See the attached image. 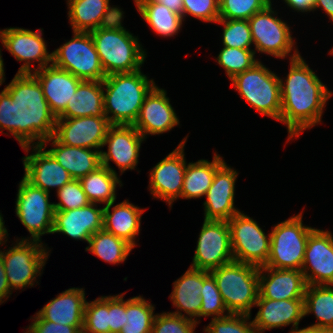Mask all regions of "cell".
<instances>
[{
	"mask_svg": "<svg viewBox=\"0 0 333 333\" xmlns=\"http://www.w3.org/2000/svg\"><path fill=\"white\" fill-rule=\"evenodd\" d=\"M254 49H240L224 47L215 58L218 65L223 67L227 77L232 79L235 75L251 68L259 59L255 58Z\"/></svg>",
	"mask_w": 333,
	"mask_h": 333,
	"instance_id": "74e56055",
	"label": "cell"
},
{
	"mask_svg": "<svg viewBox=\"0 0 333 333\" xmlns=\"http://www.w3.org/2000/svg\"><path fill=\"white\" fill-rule=\"evenodd\" d=\"M202 305L200 309L201 317L220 318L229 315L215 278L210 271L203 270V288L201 290Z\"/></svg>",
	"mask_w": 333,
	"mask_h": 333,
	"instance_id": "ab89813d",
	"label": "cell"
},
{
	"mask_svg": "<svg viewBox=\"0 0 333 333\" xmlns=\"http://www.w3.org/2000/svg\"><path fill=\"white\" fill-rule=\"evenodd\" d=\"M42 145L25 146L22 149L28 154L22 158L24 178L33 186L41 188L50 194V189L56 192L73 180L71 175Z\"/></svg>",
	"mask_w": 333,
	"mask_h": 333,
	"instance_id": "d6986e66",
	"label": "cell"
},
{
	"mask_svg": "<svg viewBox=\"0 0 333 333\" xmlns=\"http://www.w3.org/2000/svg\"><path fill=\"white\" fill-rule=\"evenodd\" d=\"M239 173L226 162L215 172L203 203L204 220L228 221L240 210L235 207V183Z\"/></svg>",
	"mask_w": 333,
	"mask_h": 333,
	"instance_id": "44dd1931",
	"label": "cell"
},
{
	"mask_svg": "<svg viewBox=\"0 0 333 333\" xmlns=\"http://www.w3.org/2000/svg\"><path fill=\"white\" fill-rule=\"evenodd\" d=\"M313 314L317 322L311 327L333 329V285H307L304 317Z\"/></svg>",
	"mask_w": 333,
	"mask_h": 333,
	"instance_id": "e575fe53",
	"label": "cell"
},
{
	"mask_svg": "<svg viewBox=\"0 0 333 333\" xmlns=\"http://www.w3.org/2000/svg\"><path fill=\"white\" fill-rule=\"evenodd\" d=\"M114 203L104 205L103 229L136 247L142 215L146 209L134 205L128 199L113 206Z\"/></svg>",
	"mask_w": 333,
	"mask_h": 333,
	"instance_id": "f1b7e54d",
	"label": "cell"
},
{
	"mask_svg": "<svg viewBox=\"0 0 333 333\" xmlns=\"http://www.w3.org/2000/svg\"><path fill=\"white\" fill-rule=\"evenodd\" d=\"M202 288L203 270L189 267L181 277L173 282V290L169 299L177 310L170 313L192 319L199 324Z\"/></svg>",
	"mask_w": 333,
	"mask_h": 333,
	"instance_id": "4316f807",
	"label": "cell"
},
{
	"mask_svg": "<svg viewBox=\"0 0 333 333\" xmlns=\"http://www.w3.org/2000/svg\"><path fill=\"white\" fill-rule=\"evenodd\" d=\"M49 197V193L22 177L15 201V214L31 236L16 240L42 242L41 236L52 234L55 210Z\"/></svg>",
	"mask_w": 333,
	"mask_h": 333,
	"instance_id": "30bf717a",
	"label": "cell"
},
{
	"mask_svg": "<svg viewBox=\"0 0 333 333\" xmlns=\"http://www.w3.org/2000/svg\"><path fill=\"white\" fill-rule=\"evenodd\" d=\"M234 261L263 267L270 256L271 235L258 222L240 211L228 220Z\"/></svg>",
	"mask_w": 333,
	"mask_h": 333,
	"instance_id": "7c38bea8",
	"label": "cell"
},
{
	"mask_svg": "<svg viewBox=\"0 0 333 333\" xmlns=\"http://www.w3.org/2000/svg\"><path fill=\"white\" fill-rule=\"evenodd\" d=\"M104 115L111 125L133 126L149 92L157 85L154 79L138 70L115 73L103 81Z\"/></svg>",
	"mask_w": 333,
	"mask_h": 333,
	"instance_id": "3957f363",
	"label": "cell"
},
{
	"mask_svg": "<svg viewBox=\"0 0 333 333\" xmlns=\"http://www.w3.org/2000/svg\"><path fill=\"white\" fill-rule=\"evenodd\" d=\"M329 55H333V48L329 50Z\"/></svg>",
	"mask_w": 333,
	"mask_h": 333,
	"instance_id": "6f0895ef",
	"label": "cell"
},
{
	"mask_svg": "<svg viewBox=\"0 0 333 333\" xmlns=\"http://www.w3.org/2000/svg\"><path fill=\"white\" fill-rule=\"evenodd\" d=\"M5 221L3 219V215L0 212V246L7 244L6 242L8 241V230L4 226ZM5 243V244H4Z\"/></svg>",
	"mask_w": 333,
	"mask_h": 333,
	"instance_id": "11a10c76",
	"label": "cell"
},
{
	"mask_svg": "<svg viewBox=\"0 0 333 333\" xmlns=\"http://www.w3.org/2000/svg\"><path fill=\"white\" fill-rule=\"evenodd\" d=\"M188 135L149 172V192L155 199H162L170 208L181 198L187 162L184 148Z\"/></svg>",
	"mask_w": 333,
	"mask_h": 333,
	"instance_id": "9a60e30c",
	"label": "cell"
},
{
	"mask_svg": "<svg viewBox=\"0 0 333 333\" xmlns=\"http://www.w3.org/2000/svg\"><path fill=\"white\" fill-rule=\"evenodd\" d=\"M111 0H70L68 18L73 32H90L109 25L124 15L118 6L110 5Z\"/></svg>",
	"mask_w": 333,
	"mask_h": 333,
	"instance_id": "d4e9b609",
	"label": "cell"
},
{
	"mask_svg": "<svg viewBox=\"0 0 333 333\" xmlns=\"http://www.w3.org/2000/svg\"><path fill=\"white\" fill-rule=\"evenodd\" d=\"M322 9L333 23V0H315L313 11Z\"/></svg>",
	"mask_w": 333,
	"mask_h": 333,
	"instance_id": "816d5d0a",
	"label": "cell"
},
{
	"mask_svg": "<svg viewBox=\"0 0 333 333\" xmlns=\"http://www.w3.org/2000/svg\"><path fill=\"white\" fill-rule=\"evenodd\" d=\"M187 15L204 23L215 24L219 19V0H183L184 21Z\"/></svg>",
	"mask_w": 333,
	"mask_h": 333,
	"instance_id": "bcb514c9",
	"label": "cell"
},
{
	"mask_svg": "<svg viewBox=\"0 0 333 333\" xmlns=\"http://www.w3.org/2000/svg\"><path fill=\"white\" fill-rule=\"evenodd\" d=\"M84 288H69L51 299L36 314L46 321L70 326H83L86 304Z\"/></svg>",
	"mask_w": 333,
	"mask_h": 333,
	"instance_id": "83f0119b",
	"label": "cell"
},
{
	"mask_svg": "<svg viewBox=\"0 0 333 333\" xmlns=\"http://www.w3.org/2000/svg\"><path fill=\"white\" fill-rule=\"evenodd\" d=\"M289 333H333V329L328 328H317V327H305V328H299L295 327L289 331Z\"/></svg>",
	"mask_w": 333,
	"mask_h": 333,
	"instance_id": "db71d44e",
	"label": "cell"
},
{
	"mask_svg": "<svg viewBox=\"0 0 333 333\" xmlns=\"http://www.w3.org/2000/svg\"><path fill=\"white\" fill-rule=\"evenodd\" d=\"M225 163L222 156L214 153L213 160L200 159L187 163L181 199H199L205 197L215 172Z\"/></svg>",
	"mask_w": 333,
	"mask_h": 333,
	"instance_id": "1f68e13d",
	"label": "cell"
},
{
	"mask_svg": "<svg viewBox=\"0 0 333 333\" xmlns=\"http://www.w3.org/2000/svg\"><path fill=\"white\" fill-rule=\"evenodd\" d=\"M11 288L9 287L8 279L6 277L5 266L0 255V305L4 303L10 295H12Z\"/></svg>",
	"mask_w": 333,
	"mask_h": 333,
	"instance_id": "681fc988",
	"label": "cell"
},
{
	"mask_svg": "<svg viewBox=\"0 0 333 333\" xmlns=\"http://www.w3.org/2000/svg\"><path fill=\"white\" fill-rule=\"evenodd\" d=\"M252 315L232 314L220 318H213L204 326L205 333H257L251 320Z\"/></svg>",
	"mask_w": 333,
	"mask_h": 333,
	"instance_id": "7bdbcfd3",
	"label": "cell"
},
{
	"mask_svg": "<svg viewBox=\"0 0 333 333\" xmlns=\"http://www.w3.org/2000/svg\"><path fill=\"white\" fill-rule=\"evenodd\" d=\"M56 195L59 202H53L54 210L78 209L90 203L78 179L63 185Z\"/></svg>",
	"mask_w": 333,
	"mask_h": 333,
	"instance_id": "f6af8a7d",
	"label": "cell"
},
{
	"mask_svg": "<svg viewBox=\"0 0 333 333\" xmlns=\"http://www.w3.org/2000/svg\"><path fill=\"white\" fill-rule=\"evenodd\" d=\"M144 141L145 138L134 126L112 125L104 139L103 147L108 145V149L101 151V165L117 175L116 170L110 165L111 161L119 168L120 175L129 169L135 170Z\"/></svg>",
	"mask_w": 333,
	"mask_h": 333,
	"instance_id": "2e32d148",
	"label": "cell"
},
{
	"mask_svg": "<svg viewBox=\"0 0 333 333\" xmlns=\"http://www.w3.org/2000/svg\"><path fill=\"white\" fill-rule=\"evenodd\" d=\"M124 293L109 295V333H120L126 322Z\"/></svg>",
	"mask_w": 333,
	"mask_h": 333,
	"instance_id": "7dc6e473",
	"label": "cell"
},
{
	"mask_svg": "<svg viewBox=\"0 0 333 333\" xmlns=\"http://www.w3.org/2000/svg\"><path fill=\"white\" fill-rule=\"evenodd\" d=\"M152 1L163 4L173 12L178 13L182 16L183 0H152Z\"/></svg>",
	"mask_w": 333,
	"mask_h": 333,
	"instance_id": "f5cc1de1",
	"label": "cell"
},
{
	"mask_svg": "<svg viewBox=\"0 0 333 333\" xmlns=\"http://www.w3.org/2000/svg\"><path fill=\"white\" fill-rule=\"evenodd\" d=\"M289 66L286 78H280V122L287 127V143L321 124L324 108L333 96L301 55L291 59Z\"/></svg>",
	"mask_w": 333,
	"mask_h": 333,
	"instance_id": "7a4b0ae2",
	"label": "cell"
},
{
	"mask_svg": "<svg viewBox=\"0 0 333 333\" xmlns=\"http://www.w3.org/2000/svg\"><path fill=\"white\" fill-rule=\"evenodd\" d=\"M104 115V92L102 81L83 80L68 101L65 111L58 118H77Z\"/></svg>",
	"mask_w": 333,
	"mask_h": 333,
	"instance_id": "4dcf8cb0",
	"label": "cell"
},
{
	"mask_svg": "<svg viewBox=\"0 0 333 333\" xmlns=\"http://www.w3.org/2000/svg\"><path fill=\"white\" fill-rule=\"evenodd\" d=\"M269 4V0H219V19L248 20Z\"/></svg>",
	"mask_w": 333,
	"mask_h": 333,
	"instance_id": "b9f144b4",
	"label": "cell"
},
{
	"mask_svg": "<svg viewBox=\"0 0 333 333\" xmlns=\"http://www.w3.org/2000/svg\"><path fill=\"white\" fill-rule=\"evenodd\" d=\"M179 123L167 91L156 85L145 97L133 126L147 139L148 135L156 136L169 132Z\"/></svg>",
	"mask_w": 333,
	"mask_h": 333,
	"instance_id": "ffe728a7",
	"label": "cell"
},
{
	"mask_svg": "<svg viewBox=\"0 0 333 333\" xmlns=\"http://www.w3.org/2000/svg\"><path fill=\"white\" fill-rule=\"evenodd\" d=\"M104 206L95 203L71 210H55L52 234L60 233L71 239L89 242L90 237L103 229Z\"/></svg>",
	"mask_w": 333,
	"mask_h": 333,
	"instance_id": "7402d4cb",
	"label": "cell"
},
{
	"mask_svg": "<svg viewBox=\"0 0 333 333\" xmlns=\"http://www.w3.org/2000/svg\"><path fill=\"white\" fill-rule=\"evenodd\" d=\"M111 126L106 116L57 118L54 137L67 146L95 149L101 152Z\"/></svg>",
	"mask_w": 333,
	"mask_h": 333,
	"instance_id": "e0dca14e",
	"label": "cell"
},
{
	"mask_svg": "<svg viewBox=\"0 0 333 333\" xmlns=\"http://www.w3.org/2000/svg\"><path fill=\"white\" fill-rule=\"evenodd\" d=\"M198 325L192 319L170 312L157 313L151 333H195Z\"/></svg>",
	"mask_w": 333,
	"mask_h": 333,
	"instance_id": "ee69618b",
	"label": "cell"
},
{
	"mask_svg": "<svg viewBox=\"0 0 333 333\" xmlns=\"http://www.w3.org/2000/svg\"><path fill=\"white\" fill-rule=\"evenodd\" d=\"M133 249L126 240L102 229L90 237L85 251H90L106 263L116 265L123 263Z\"/></svg>",
	"mask_w": 333,
	"mask_h": 333,
	"instance_id": "d590c367",
	"label": "cell"
},
{
	"mask_svg": "<svg viewBox=\"0 0 333 333\" xmlns=\"http://www.w3.org/2000/svg\"><path fill=\"white\" fill-rule=\"evenodd\" d=\"M287 7L296 12H313L315 0H283Z\"/></svg>",
	"mask_w": 333,
	"mask_h": 333,
	"instance_id": "f907efd6",
	"label": "cell"
},
{
	"mask_svg": "<svg viewBox=\"0 0 333 333\" xmlns=\"http://www.w3.org/2000/svg\"><path fill=\"white\" fill-rule=\"evenodd\" d=\"M79 181L89 202L98 205L115 202L117 185L123 186L120 176L103 165L80 178Z\"/></svg>",
	"mask_w": 333,
	"mask_h": 333,
	"instance_id": "836d02e7",
	"label": "cell"
},
{
	"mask_svg": "<svg viewBox=\"0 0 333 333\" xmlns=\"http://www.w3.org/2000/svg\"><path fill=\"white\" fill-rule=\"evenodd\" d=\"M51 142V143H50ZM50 143L47 151L67 170L73 179H80L101 166V152L95 149L71 147L60 143L54 136L46 139L42 146Z\"/></svg>",
	"mask_w": 333,
	"mask_h": 333,
	"instance_id": "f546056e",
	"label": "cell"
},
{
	"mask_svg": "<svg viewBox=\"0 0 333 333\" xmlns=\"http://www.w3.org/2000/svg\"><path fill=\"white\" fill-rule=\"evenodd\" d=\"M73 37L52 52V64L81 80L103 81L106 77L90 32Z\"/></svg>",
	"mask_w": 333,
	"mask_h": 333,
	"instance_id": "8fae6325",
	"label": "cell"
},
{
	"mask_svg": "<svg viewBox=\"0 0 333 333\" xmlns=\"http://www.w3.org/2000/svg\"><path fill=\"white\" fill-rule=\"evenodd\" d=\"M82 333H109V296L86 301Z\"/></svg>",
	"mask_w": 333,
	"mask_h": 333,
	"instance_id": "f35d334b",
	"label": "cell"
},
{
	"mask_svg": "<svg viewBox=\"0 0 333 333\" xmlns=\"http://www.w3.org/2000/svg\"><path fill=\"white\" fill-rule=\"evenodd\" d=\"M303 210L272 227L270 256L266 267L301 270L310 233L315 229L303 224Z\"/></svg>",
	"mask_w": 333,
	"mask_h": 333,
	"instance_id": "52a82bcc",
	"label": "cell"
},
{
	"mask_svg": "<svg viewBox=\"0 0 333 333\" xmlns=\"http://www.w3.org/2000/svg\"><path fill=\"white\" fill-rule=\"evenodd\" d=\"M232 88L238 91L240 97L259 114L268 116L280 122L281 114V84L277 76L261 61L251 68L235 75Z\"/></svg>",
	"mask_w": 333,
	"mask_h": 333,
	"instance_id": "8992f818",
	"label": "cell"
},
{
	"mask_svg": "<svg viewBox=\"0 0 333 333\" xmlns=\"http://www.w3.org/2000/svg\"><path fill=\"white\" fill-rule=\"evenodd\" d=\"M273 4H269L264 10L255 13L248 19L253 39L255 54H267L274 58L285 59L289 56V61L299 57L301 54L296 42L292 37L290 25L282 21L274 10ZM297 47V48H296ZM293 51V53H292ZM291 53V54H290Z\"/></svg>",
	"mask_w": 333,
	"mask_h": 333,
	"instance_id": "9c48e42d",
	"label": "cell"
},
{
	"mask_svg": "<svg viewBox=\"0 0 333 333\" xmlns=\"http://www.w3.org/2000/svg\"><path fill=\"white\" fill-rule=\"evenodd\" d=\"M215 23L223 26L221 38L224 47L251 49L254 45L248 20L218 19Z\"/></svg>",
	"mask_w": 333,
	"mask_h": 333,
	"instance_id": "60d3db41",
	"label": "cell"
},
{
	"mask_svg": "<svg viewBox=\"0 0 333 333\" xmlns=\"http://www.w3.org/2000/svg\"><path fill=\"white\" fill-rule=\"evenodd\" d=\"M124 15L115 22L90 31L105 75L141 69L147 52L138 38L124 28Z\"/></svg>",
	"mask_w": 333,
	"mask_h": 333,
	"instance_id": "277c9868",
	"label": "cell"
},
{
	"mask_svg": "<svg viewBox=\"0 0 333 333\" xmlns=\"http://www.w3.org/2000/svg\"><path fill=\"white\" fill-rule=\"evenodd\" d=\"M1 47H0V86L5 82V69H4V61L1 55Z\"/></svg>",
	"mask_w": 333,
	"mask_h": 333,
	"instance_id": "9f6ffc18",
	"label": "cell"
},
{
	"mask_svg": "<svg viewBox=\"0 0 333 333\" xmlns=\"http://www.w3.org/2000/svg\"><path fill=\"white\" fill-rule=\"evenodd\" d=\"M307 283L295 269L259 268V297L272 300L304 299Z\"/></svg>",
	"mask_w": 333,
	"mask_h": 333,
	"instance_id": "603a6c76",
	"label": "cell"
},
{
	"mask_svg": "<svg viewBox=\"0 0 333 333\" xmlns=\"http://www.w3.org/2000/svg\"><path fill=\"white\" fill-rule=\"evenodd\" d=\"M332 234L315 228L308 237L301 269L307 285H333Z\"/></svg>",
	"mask_w": 333,
	"mask_h": 333,
	"instance_id": "ac0fdd59",
	"label": "cell"
},
{
	"mask_svg": "<svg viewBox=\"0 0 333 333\" xmlns=\"http://www.w3.org/2000/svg\"><path fill=\"white\" fill-rule=\"evenodd\" d=\"M32 319V320H31ZM25 333H82L83 326H70L42 320L36 313Z\"/></svg>",
	"mask_w": 333,
	"mask_h": 333,
	"instance_id": "c3c4849f",
	"label": "cell"
},
{
	"mask_svg": "<svg viewBox=\"0 0 333 333\" xmlns=\"http://www.w3.org/2000/svg\"><path fill=\"white\" fill-rule=\"evenodd\" d=\"M133 1L142 19L159 36L171 38L182 30L184 20L180 14L152 0Z\"/></svg>",
	"mask_w": 333,
	"mask_h": 333,
	"instance_id": "d6a6232c",
	"label": "cell"
},
{
	"mask_svg": "<svg viewBox=\"0 0 333 333\" xmlns=\"http://www.w3.org/2000/svg\"><path fill=\"white\" fill-rule=\"evenodd\" d=\"M43 28L32 31L25 28L10 27L0 29L2 46L19 62H24L17 73H33L52 64V52L49 53L43 36ZM34 63H38L37 67ZM33 66V67H32Z\"/></svg>",
	"mask_w": 333,
	"mask_h": 333,
	"instance_id": "4fadbf2b",
	"label": "cell"
},
{
	"mask_svg": "<svg viewBox=\"0 0 333 333\" xmlns=\"http://www.w3.org/2000/svg\"><path fill=\"white\" fill-rule=\"evenodd\" d=\"M155 305L143 296H134L126 300V324L120 333H151L156 313Z\"/></svg>",
	"mask_w": 333,
	"mask_h": 333,
	"instance_id": "8d00e7d4",
	"label": "cell"
},
{
	"mask_svg": "<svg viewBox=\"0 0 333 333\" xmlns=\"http://www.w3.org/2000/svg\"><path fill=\"white\" fill-rule=\"evenodd\" d=\"M15 242L7 250L0 249L12 292L34 287L35 282L38 283L37 278L42 275L51 251L43 242L31 240H16Z\"/></svg>",
	"mask_w": 333,
	"mask_h": 333,
	"instance_id": "ba28073f",
	"label": "cell"
},
{
	"mask_svg": "<svg viewBox=\"0 0 333 333\" xmlns=\"http://www.w3.org/2000/svg\"><path fill=\"white\" fill-rule=\"evenodd\" d=\"M190 267L211 271L234 261L228 221L204 220Z\"/></svg>",
	"mask_w": 333,
	"mask_h": 333,
	"instance_id": "5bb4252c",
	"label": "cell"
},
{
	"mask_svg": "<svg viewBox=\"0 0 333 333\" xmlns=\"http://www.w3.org/2000/svg\"><path fill=\"white\" fill-rule=\"evenodd\" d=\"M255 307H259L256 316L252 319L257 333H264L273 328L299 327L304 318V299L272 300L258 298Z\"/></svg>",
	"mask_w": 333,
	"mask_h": 333,
	"instance_id": "cb8c5ba5",
	"label": "cell"
},
{
	"mask_svg": "<svg viewBox=\"0 0 333 333\" xmlns=\"http://www.w3.org/2000/svg\"><path fill=\"white\" fill-rule=\"evenodd\" d=\"M32 74L40 82L44 97L56 118L65 111L68 101L71 100L78 85L83 81L53 64L34 71Z\"/></svg>",
	"mask_w": 333,
	"mask_h": 333,
	"instance_id": "484cf974",
	"label": "cell"
},
{
	"mask_svg": "<svg viewBox=\"0 0 333 333\" xmlns=\"http://www.w3.org/2000/svg\"><path fill=\"white\" fill-rule=\"evenodd\" d=\"M56 120L40 82L32 73H16L1 90L0 132L7 130L21 148L42 145L54 136Z\"/></svg>",
	"mask_w": 333,
	"mask_h": 333,
	"instance_id": "6da1fadb",
	"label": "cell"
},
{
	"mask_svg": "<svg viewBox=\"0 0 333 333\" xmlns=\"http://www.w3.org/2000/svg\"><path fill=\"white\" fill-rule=\"evenodd\" d=\"M229 313L251 315L259 297V267L232 261L210 271Z\"/></svg>",
	"mask_w": 333,
	"mask_h": 333,
	"instance_id": "5b68a950",
	"label": "cell"
}]
</instances>
